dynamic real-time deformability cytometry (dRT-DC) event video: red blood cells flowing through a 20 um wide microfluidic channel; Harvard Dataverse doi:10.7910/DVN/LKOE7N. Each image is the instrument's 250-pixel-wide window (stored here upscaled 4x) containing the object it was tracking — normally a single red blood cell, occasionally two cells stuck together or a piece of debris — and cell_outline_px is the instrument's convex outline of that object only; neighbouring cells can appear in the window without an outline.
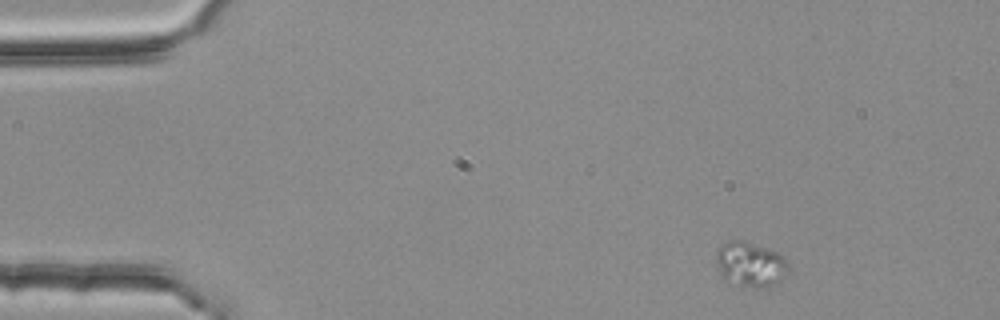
{"species": "common noctule bat (a hibernating species)", "species_latin": "Nyctalus noctula", "temperature_condition": "room temperature", "stored_images_in_passage": 3, "camera_frame_rate_fps": 3000, "um_per_image_px": 0.085, "animal": {"sex": "female", "body_mass_g": 25.1}, "frame": {"image": 1, "passage_image": 1, "time_ms": 0.0, "image_size_px": [1000, 320], "cell_outline_px": [[788, 268], [772, 288], [740, 288], [728, 284], [720, 276], [716, 260], [716, 252], [724, 244], [732, 240], [740, 240], [776, 252], [788, 260]], "centroid_in_image_um": [63.73, 22.55], "position_along_channel_um": 21.3, "area_um2": 19.07}}
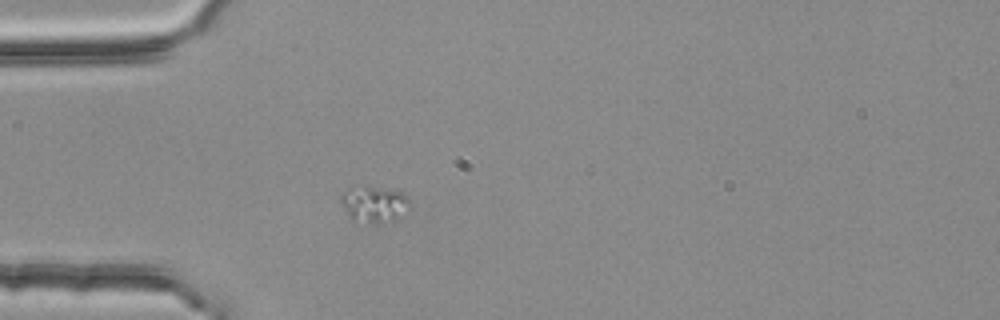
{"frame": {"image": 2, "passage_image": 3, "time_ms": 0.667, "image_size_px": [1000, 320], "cell_outline_px": [[412, 208], [392, 220], [376, 224], [352, 220], [348, 216], [340, 204], [340, 196], [348, 188], [360, 184], [368, 184], [404, 192]], "centroid_in_image_um": [31.77, 17.31], "position_along_channel_um": 53.2, "area_um2": 15.2}}